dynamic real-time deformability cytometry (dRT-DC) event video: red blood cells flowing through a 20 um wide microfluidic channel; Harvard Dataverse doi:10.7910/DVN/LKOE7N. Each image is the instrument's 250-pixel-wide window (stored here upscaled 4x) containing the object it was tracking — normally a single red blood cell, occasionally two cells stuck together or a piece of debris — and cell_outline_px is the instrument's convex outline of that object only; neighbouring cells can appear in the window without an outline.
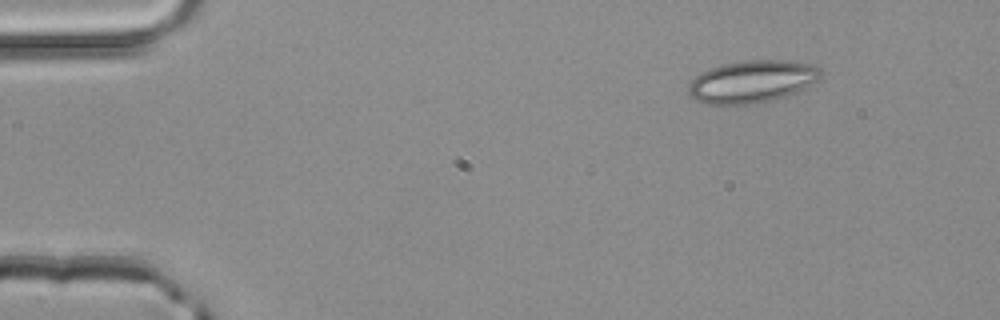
{"species": "common noctule bat (a hibernating species)", "species_latin": "Nyctalus noctula", "temperature_condition": "room temperature", "stored_images_in_passage": 3, "camera_frame_rate_fps": 3000, "um_per_image_px": 0.085, "animal": {"sex": "male", "body_mass_g": 20.4}, "frame": {"image": 1, "passage_image": 1, "time_ms": 0.0, "image_size_px": [1000, 320], "cell_outline_px": [[824, 72], [808, 88], [788, 96], [772, 100], [748, 104], [708, 104], [696, 100], [688, 92], [688, 88], [692, 80], [700, 72], [720, 64], [744, 60], [788, 60], [812, 64], [820, 68]], "centroid_in_image_um": [63.96, 6.92], "position_along_channel_um": 21.0, "area_um2": 32.95}}